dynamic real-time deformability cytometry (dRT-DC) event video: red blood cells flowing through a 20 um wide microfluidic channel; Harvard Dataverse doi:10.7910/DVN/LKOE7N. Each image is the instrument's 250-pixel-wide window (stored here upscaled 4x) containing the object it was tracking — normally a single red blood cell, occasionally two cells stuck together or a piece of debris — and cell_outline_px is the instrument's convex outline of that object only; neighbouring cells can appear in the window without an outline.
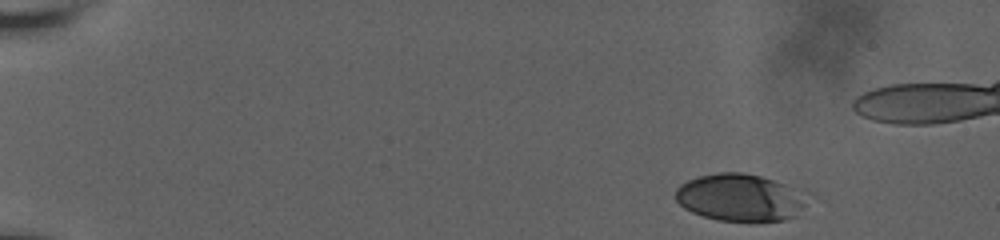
{"species": "human", "species_latin": "Homo sapiens", "temperature_condition": "room temperature", "stored_images_in_passage": 44, "camera_frame_rate_fps": 3000, "um_per_image_px": 0.085, "donor": {"sex": "male"}, "frame": {"image": 1, "passage_image": 1, "time_ms": 0.0, "image_size_px": [1000, 240], "cell_outline_px": [[816, 196], [796, 216], [784, 220], [720, 220], [704, 216], [692, 212], [684, 208], [676, 200], [676, 188], [680, 184], [688, 180], [700, 176], [720, 172], [740, 172], [760, 176], [812, 192]], "centroid_in_image_um": [63.05, 16.77], "position_along_channel_um": 21.9, "area_um2": 36.88}}
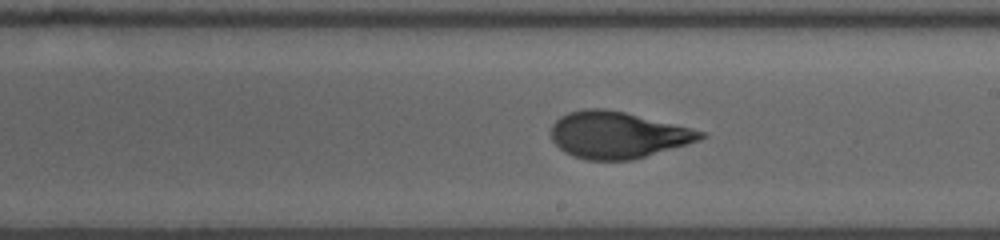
{"frame": {"image": 2, "passage_image": 27, "time_ms": 9.667, "image_size_px": [1000, 240], "cell_outline_px": [[708, 136], [684, 144], [632, 160], [588, 160], [572, 156], [564, 152], [552, 140], [552, 124], [560, 116], [568, 112], [584, 108], [604, 108], [624, 112], [704, 132]], "centroid_in_image_um": [52.41, 11.46], "position_along_channel_um": 236.6, "area_um2": 39.94}}
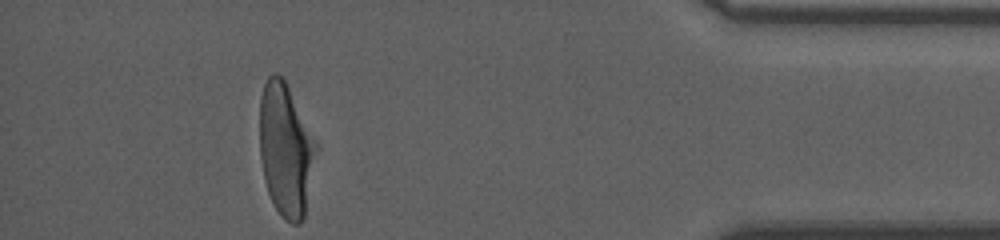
{"frame": {"image": 3, "passage_image": 43, "time_ms": 15.667, "image_size_px": [1000, 240], "cell_outline_px": [[308, 160], [304, 216], [300, 224], [292, 224], [284, 220], [272, 204], [264, 180], [260, 160], [260, 96], [264, 84], [268, 76], [272, 72], [276, 72], [284, 80], [288, 88], [308, 148]], "centroid_in_image_um": [24.04, 12.79], "position_along_channel_um": 411.2, "area_um2": 38.96}}